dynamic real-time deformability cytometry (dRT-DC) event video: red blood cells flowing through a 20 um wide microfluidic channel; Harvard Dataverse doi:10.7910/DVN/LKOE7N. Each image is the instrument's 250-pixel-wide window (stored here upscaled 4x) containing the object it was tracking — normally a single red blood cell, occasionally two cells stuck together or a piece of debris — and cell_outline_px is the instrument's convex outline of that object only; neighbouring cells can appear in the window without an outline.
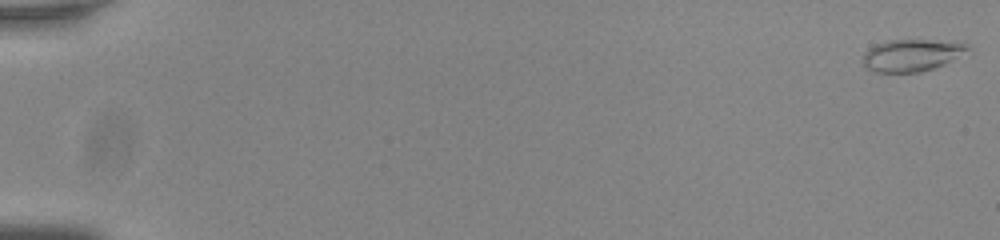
{"species": "common noctule bat (a hibernating species)", "species_latin": "Nyctalus noctula", "temperature_condition": "room temperature", "stored_images_in_passage": 56, "camera_frame_rate_fps": 3000, "um_per_image_px": 0.085, "animal": {"sex": "male", "body_mass_g": 20.0, "forearm_length_mm": 53.3}, "frame": {"image": 1, "passage_image": 1, "time_ms": 0.0, "image_size_px": [1000, 240], "cell_outline_px": [[968, 48], [944, 64], [920, 72], [876, 72], [868, 68], [864, 64], [864, 52], [868, 48], [876, 44], [888, 40], [928, 40], [968, 44]], "centroid_in_image_um": [77.4, 4.69], "position_along_channel_um": 7.6, "area_um2": 18.9}}
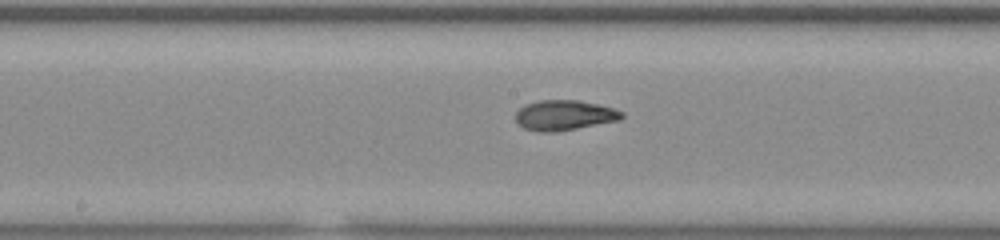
{"frame": {"image": 2, "passage_image": 31, "time_ms": 10.0, "image_size_px": [1000, 240], "cell_outline_px": [[624, 116], [620, 120], [556, 132], [540, 132], [524, 128], [516, 120], [516, 112], [524, 104], [540, 100], [580, 100], [612, 108], [624, 112]], "centroid_in_image_um": [47.97, 9.79], "position_along_channel_um": 200.2, "area_um2": 18.61}}
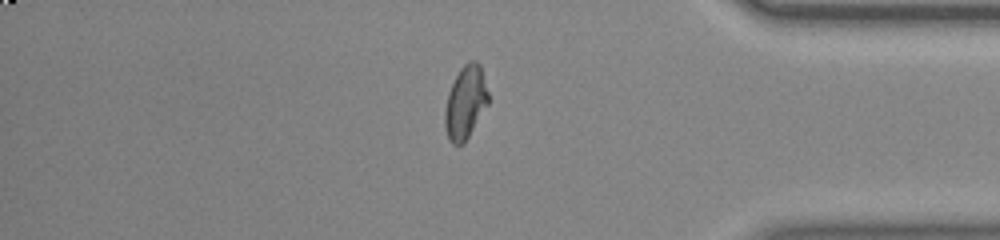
{"frame": {"image": 3, "passage_image": 48, "time_ms": 15.667, "image_size_px": [1000, 240], "cell_outline_px": [[488, 104], [464, 144], [452, 144], [448, 140], [444, 124], [444, 112], [448, 92], [460, 68], [468, 60], [476, 60], [480, 64], [488, 92]], "centroid_in_image_um": [39.55, 8.71], "position_along_channel_um": 395.6, "area_um2": 18.55}, "authors_computed_cell_mechanics": {"area_um2": 18.5538, "velocity_mm_per_s": 3.7986, "shape_relaxation_time_tau1_ms": 7.5602, "shape_relaxation_time_tau2_ms": 1.427, "deformation_change_tau1": 0.249, "deformation_change_tau2": 0.0716}}